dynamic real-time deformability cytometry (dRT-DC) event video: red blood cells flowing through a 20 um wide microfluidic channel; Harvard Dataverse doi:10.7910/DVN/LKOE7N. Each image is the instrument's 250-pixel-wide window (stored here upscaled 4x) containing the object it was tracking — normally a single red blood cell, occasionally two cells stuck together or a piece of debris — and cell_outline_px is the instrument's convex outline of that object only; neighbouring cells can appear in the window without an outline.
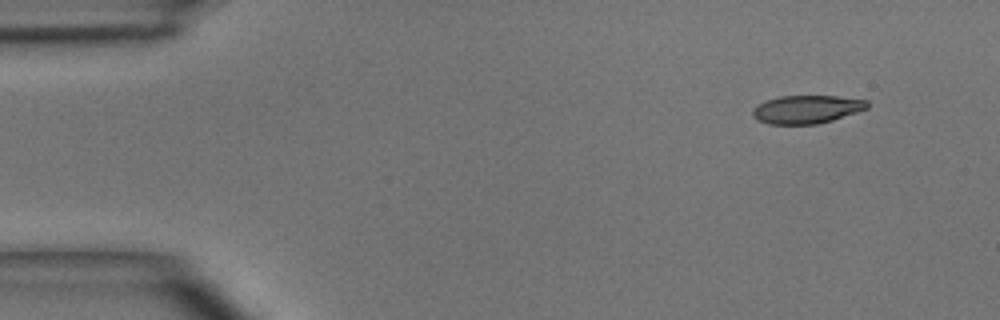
{"species": "common noctule bat (a hibernating species)", "species_latin": "Nyctalus noctula", "temperature_condition": "room temperature", "stored_images_in_passage": 5, "camera_frame_rate_fps": 3000, "um_per_image_px": 0.085, "animal": {"sex": "male", "body_mass_g": 15.6}, "frame": {"image": 1, "passage_image": 1, "time_ms": 0.0, "image_size_px": [1000, 320], "cell_outline_px": [[868, 108], [832, 120], [816, 124], [768, 124], [752, 116], [752, 108], [768, 100], [780, 96], [836, 96], [868, 100]], "centroid_in_image_um": [68.57, 9.29], "position_along_channel_um": 16.4, "area_um2": 18.61}}
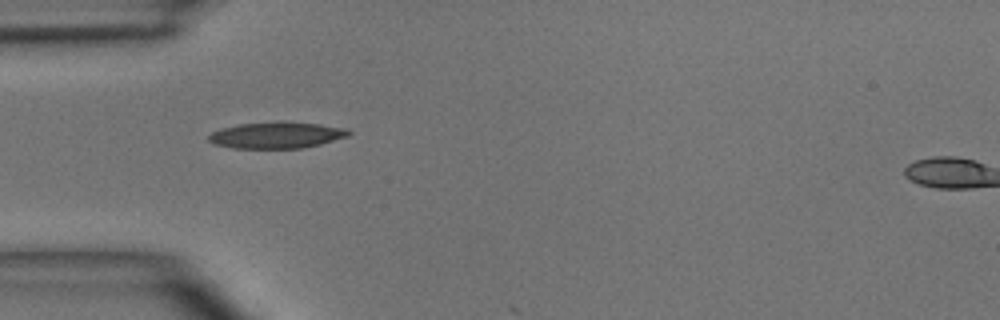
{"frame": {"image": 2, "passage_image": 4, "time_ms": 3.333, "image_size_px": [1000, 320], "cell_outline_px": [[352, 132], [348, 136], [320, 144], [300, 148], [232, 148], [216, 144], [208, 140], [208, 136], [212, 132], [220, 128], [240, 124], [284, 120], [320, 124], [348, 128]], "centroid_in_image_um": [23.53, 11.46], "position_along_channel_um": 61.5, "area_um2": 21.73}}